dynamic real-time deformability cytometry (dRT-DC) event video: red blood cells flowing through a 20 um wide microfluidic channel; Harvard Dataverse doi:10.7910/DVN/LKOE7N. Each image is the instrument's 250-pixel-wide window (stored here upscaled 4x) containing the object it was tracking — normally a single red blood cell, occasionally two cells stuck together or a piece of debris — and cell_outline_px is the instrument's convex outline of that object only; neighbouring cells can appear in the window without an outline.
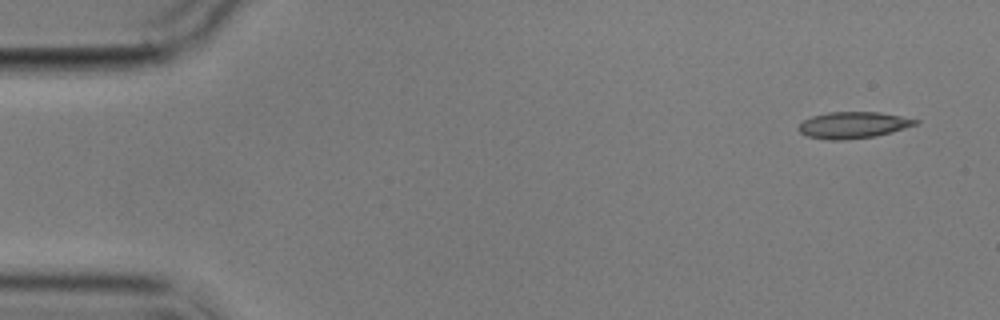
{"species": "common noctule bat (a hibernating species)", "species_latin": "Nyctalus noctula", "temperature_condition": "cold", "stored_images_in_passage": 5, "camera_frame_rate_fps": 3000, "um_per_image_px": 0.085, "animal": {"sex": "male", "body_mass_g": 17.9}, "frame": {"image": 1, "passage_image": 1, "time_ms": 0.0, "image_size_px": [1000, 320], "cell_outline_px": [[920, 120], [916, 124], [892, 132], [876, 136], [844, 140], [828, 140], [808, 136], [800, 132], [796, 128], [804, 120], [812, 116], [828, 112], [880, 112]], "centroid_in_image_um": [72.5, 10.63], "position_along_channel_um": 12.5, "area_um2": 17.98}}